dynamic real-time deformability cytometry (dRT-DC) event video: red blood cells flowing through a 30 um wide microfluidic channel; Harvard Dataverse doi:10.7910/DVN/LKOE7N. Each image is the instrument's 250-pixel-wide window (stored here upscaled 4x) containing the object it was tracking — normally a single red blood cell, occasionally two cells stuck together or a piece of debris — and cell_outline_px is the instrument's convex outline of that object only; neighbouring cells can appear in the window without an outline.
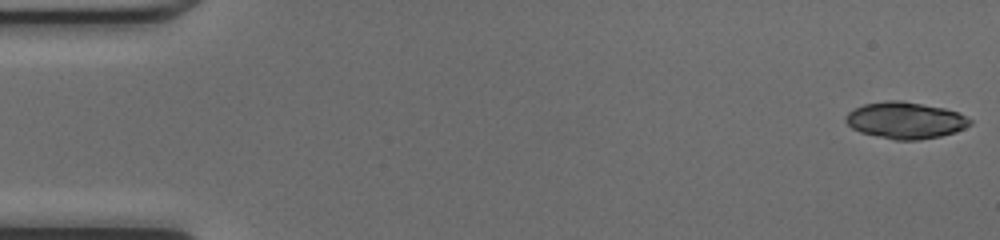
{"species": "common noctule bat (a hibernating species)", "species_latin": "Nyctalus noctula", "temperature_condition": "cold", "stored_images_in_passage": 48, "segment_of_instrument_passage": [1, 2], "camera_frame_rate_fps": 3000, "um_per_image_px": 0.085, "animal": {"sex": "female", "body_mass_g": 17.0, "forearm_length_mm": 48.0}, "frame": {"image": 1, "passage_image": 1, "time_ms": 0.0, "image_size_px": [1000, 240], "cell_outline_px": [[972, 124], [956, 132], [940, 136], [916, 140], [896, 140], [860, 132], [852, 128], [844, 120], [848, 112], [864, 104], [888, 100], [900, 100], [944, 108], [956, 112], [972, 120]], "centroid_in_image_um": [76.95, 10.23], "position_along_channel_um": 8.0, "area_um2": 26.3}}
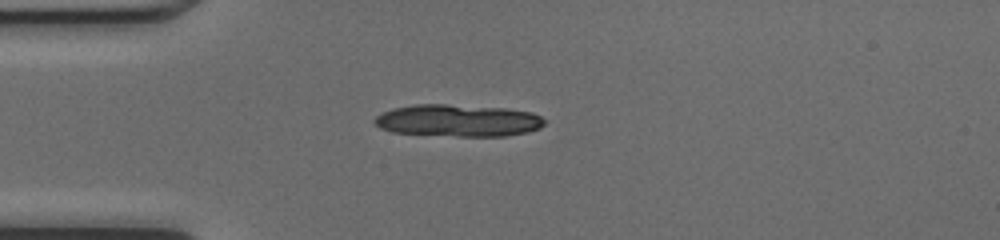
{"frame": {"image": 2, "passage_image": 13, "time_ms": 4.0, "image_size_px": [1000, 240], "cell_outline_px": [[544, 124], [540, 128], [528, 132], [504, 136], [456, 136], [392, 132], [380, 128], [372, 120], [376, 116], [392, 108], [416, 104], [444, 104], [508, 108], [532, 112], [540, 116], [544, 120]], "centroid_in_image_um": [38.94, 10.24], "position_along_channel_um": 46.1, "area_um2": 31.85}}